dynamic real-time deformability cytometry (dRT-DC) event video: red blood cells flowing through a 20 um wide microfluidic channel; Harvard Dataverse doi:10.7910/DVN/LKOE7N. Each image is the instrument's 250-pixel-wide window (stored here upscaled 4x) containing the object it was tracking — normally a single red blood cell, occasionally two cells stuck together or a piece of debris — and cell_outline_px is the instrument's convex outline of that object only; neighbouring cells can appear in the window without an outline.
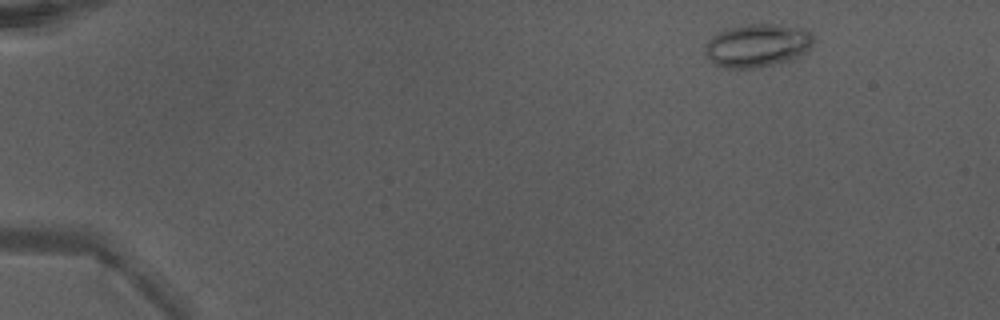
{"species": "Egyptian fruit bat (a non-hibernating species)", "species_latin": "Rousettus aegyptiacus", "temperature_condition": "warm", "stored_images_in_passage": 32, "camera_frame_rate_fps": 3000, "um_per_image_px": 0.085, "animal": {"sex": "male"}, "frame": {"image": 1, "passage_image": 5, "time_ms": 1.333, "image_size_px": [1000, 320], "cell_outline_px": [[816, 40], [800, 56], [772, 64], [752, 68], [724, 68], [716, 64], [704, 52], [704, 44], [712, 36], [728, 28], [748, 24], [776, 24], [804, 28], [812, 32]], "centroid_in_image_um": [64.39, 3.84], "position_along_channel_um": 20.6, "area_um2": 27.17}}
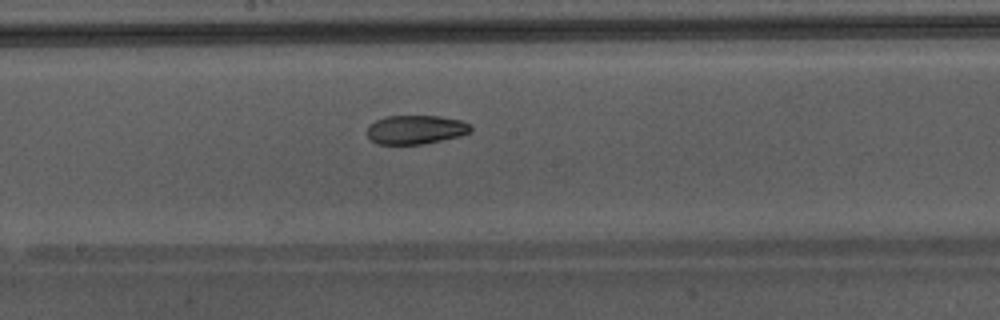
{"frame": {"image": 2, "passage_image": 27, "time_ms": 8.667, "image_size_px": [1000, 320], "cell_outline_px": [[472, 132], [460, 136], [424, 144], [376, 144], [368, 136], [368, 124], [384, 116], [440, 116], [460, 120], [472, 124]], "centroid_in_image_um": [35.36, 11.01], "position_along_channel_um": 212.8, "area_um2": 17.63}}